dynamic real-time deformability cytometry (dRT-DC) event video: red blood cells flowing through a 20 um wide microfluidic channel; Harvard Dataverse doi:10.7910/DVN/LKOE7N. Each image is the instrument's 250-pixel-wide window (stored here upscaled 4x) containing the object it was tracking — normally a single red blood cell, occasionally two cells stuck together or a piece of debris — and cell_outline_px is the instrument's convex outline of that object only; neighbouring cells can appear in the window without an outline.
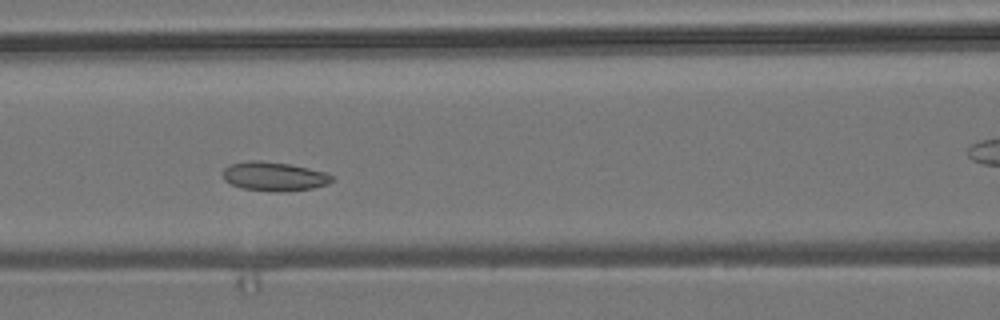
{"species": "common noctule bat (a hibernating species)", "species_latin": "Nyctalus noctula", "temperature_condition": "room temperature", "stored_images_in_passage": 10, "camera_frame_rate_fps": 3000, "um_per_image_px": 0.085, "animal": {"sex": "male", "body_mass_g": 19.2, "forearm_length_mm": 51.8}, "frame": {"image": 1, "passage_image": 6, "time_ms": 5.667, "image_size_px": [1000, 320], "cell_outline_px": [[332, 180], [328, 184], [312, 188], [276, 192], [244, 188], [232, 184], [224, 180], [224, 168], [232, 164], [248, 160], [260, 160], [288, 164], [308, 168], [324, 172], [332, 176]], "centroid_in_image_um": [23.29, 14.98], "position_along_channel_um": 143.3, "area_um2": 18.09}}
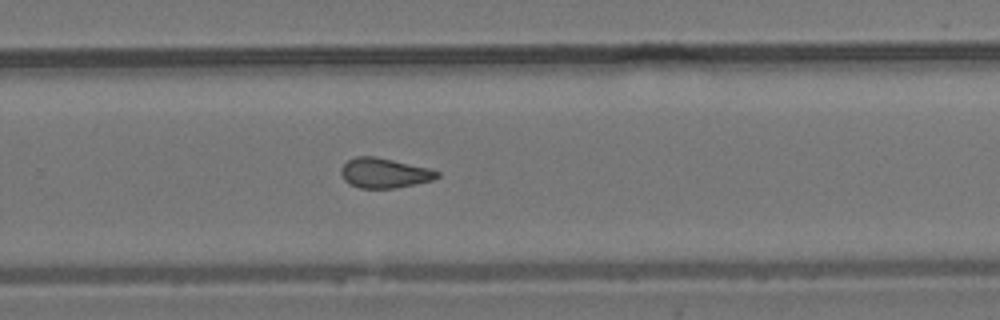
{"frame": {"image": 2, "passage_image": 10, "time_ms": 11.333, "image_size_px": [1000, 320], "cell_outline_px": [[440, 176], [432, 180], [396, 188], [360, 188], [344, 180], [340, 172], [340, 168], [348, 160], [356, 156], [376, 156], [428, 168], [440, 172]], "centroid_in_image_um": [32.66, 14.7], "position_along_channel_um": 297.1, "area_um2": 16.65}}